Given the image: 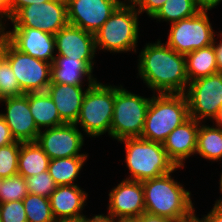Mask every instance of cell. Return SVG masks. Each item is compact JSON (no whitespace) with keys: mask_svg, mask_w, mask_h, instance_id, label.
Here are the masks:
<instances>
[{"mask_svg":"<svg viewBox=\"0 0 222 222\" xmlns=\"http://www.w3.org/2000/svg\"><path fill=\"white\" fill-rule=\"evenodd\" d=\"M160 41L148 43L141 50L138 74L154 94H185L189 84L185 55Z\"/></svg>","mask_w":222,"mask_h":222,"instance_id":"1","label":"cell"},{"mask_svg":"<svg viewBox=\"0 0 222 222\" xmlns=\"http://www.w3.org/2000/svg\"><path fill=\"white\" fill-rule=\"evenodd\" d=\"M170 174L142 182L145 212L177 222H188L195 217L191 192L185 190Z\"/></svg>","mask_w":222,"mask_h":222,"instance_id":"2","label":"cell"},{"mask_svg":"<svg viewBox=\"0 0 222 222\" xmlns=\"http://www.w3.org/2000/svg\"><path fill=\"white\" fill-rule=\"evenodd\" d=\"M188 118L185 94H154L146 113L141 138L163 144L168 135Z\"/></svg>","mask_w":222,"mask_h":222,"instance_id":"3","label":"cell"},{"mask_svg":"<svg viewBox=\"0 0 222 222\" xmlns=\"http://www.w3.org/2000/svg\"><path fill=\"white\" fill-rule=\"evenodd\" d=\"M120 142L125 144V162L131 174L126 180L143 182L181 168L169 159L161 143L141 137L126 138Z\"/></svg>","mask_w":222,"mask_h":222,"instance_id":"4","label":"cell"},{"mask_svg":"<svg viewBox=\"0 0 222 222\" xmlns=\"http://www.w3.org/2000/svg\"><path fill=\"white\" fill-rule=\"evenodd\" d=\"M139 14L136 7L118 6L94 34L96 50L136 53Z\"/></svg>","mask_w":222,"mask_h":222,"instance_id":"5","label":"cell"},{"mask_svg":"<svg viewBox=\"0 0 222 222\" xmlns=\"http://www.w3.org/2000/svg\"><path fill=\"white\" fill-rule=\"evenodd\" d=\"M151 98L114 86V111L110 136L118 141L141 137Z\"/></svg>","mask_w":222,"mask_h":222,"instance_id":"6","label":"cell"},{"mask_svg":"<svg viewBox=\"0 0 222 222\" xmlns=\"http://www.w3.org/2000/svg\"><path fill=\"white\" fill-rule=\"evenodd\" d=\"M114 111V86L100 82L87 87L76 125L80 124L89 137H98L108 132Z\"/></svg>","mask_w":222,"mask_h":222,"instance_id":"7","label":"cell"},{"mask_svg":"<svg viewBox=\"0 0 222 222\" xmlns=\"http://www.w3.org/2000/svg\"><path fill=\"white\" fill-rule=\"evenodd\" d=\"M170 28L165 44L182 55L212 45L215 37L207 11L172 23Z\"/></svg>","mask_w":222,"mask_h":222,"instance_id":"8","label":"cell"},{"mask_svg":"<svg viewBox=\"0 0 222 222\" xmlns=\"http://www.w3.org/2000/svg\"><path fill=\"white\" fill-rule=\"evenodd\" d=\"M186 91L189 117L199 122L218 117L222 109V72L189 82Z\"/></svg>","mask_w":222,"mask_h":222,"instance_id":"9","label":"cell"},{"mask_svg":"<svg viewBox=\"0 0 222 222\" xmlns=\"http://www.w3.org/2000/svg\"><path fill=\"white\" fill-rule=\"evenodd\" d=\"M5 59L9 62L24 94L47 91L51 83V63L20 52L6 37Z\"/></svg>","mask_w":222,"mask_h":222,"instance_id":"10","label":"cell"},{"mask_svg":"<svg viewBox=\"0 0 222 222\" xmlns=\"http://www.w3.org/2000/svg\"><path fill=\"white\" fill-rule=\"evenodd\" d=\"M13 27H30L55 35L68 24L66 0H51L19 9L10 19Z\"/></svg>","mask_w":222,"mask_h":222,"instance_id":"11","label":"cell"},{"mask_svg":"<svg viewBox=\"0 0 222 222\" xmlns=\"http://www.w3.org/2000/svg\"><path fill=\"white\" fill-rule=\"evenodd\" d=\"M36 142L50 159L88 156L79 153L84 145V137L76 124L64 123L45 128L43 132L40 130Z\"/></svg>","mask_w":222,"mask_h":222,"instance_id":"12","label":"cell"},{"mask_svg":"<svg viewBox=\"0 0 222 222\" xmlns=\"http://www.w3.org/2000/svg\"><path fill=\"white\" fill-rule=\"evenodd\" d=\"M68 23L95 34L119 6L117 0H66Z\"/></svg>","mask_w":222,"mask_h":222,"instance_id":"13","label":"cell"},{"mask_svg":"<svg viewBox=\"0 0 222 222\" xmlns=\"http://www.w3.org/2000/svg\"><path fill=\"white\" fill-rule=\"evenodd\" d=\"M1 102H5L6 113H0V115L10 128L15 141L35 142L40 130L30 111L28 93L6 97L1 99Z\"/></svg>","mask_w":222,"mask_h":222,"instance_id":"14","label":"cell"},{"mask_svg":"<svg viewBox=\"0 0 222 222\" xmlns=\"http://www.w3.org/2000/svg\"><path fill=\"white\" fill-rule=\"evenodd\" d=\"M145 213L142 182L122 180L109 193L107 216L111 218H136Z\"/></svg>","mask_w":222,"mask_h":222,"instance_id":"15","label":"cell"},{"mask_svg":"<svg viewBox=\"0 0 222 222\" xmlns=\"http://www.w3.org/2000/svg\"><path fill=\"white\" fill-rule=\"evenodd\" d=\"M5 37L17 50L39 60L52 63L56 56L54 35L40 29L13 27Z\"/></svg>","mask_w":222,"mask_h":222,"instance_id":"16","label":"cell"},{"mask_svg":"<svg viewBox=\"0 0 222 222\" xmlns=\"http://www.w3.org/2000/svg\"><path fill=\"white\" fill-rule=\"evenodd\" d=\"M56 56L69 59L93 60L95 57V35L83 29L67 24L55 35Z\"/></svg>","mask_w":222,"mask_h":222,"instance_id":"17","label":"cell"},{"mask_svg":"<svg viewBox=\"0 0 222 222\" xmlns=\"http://www.w3.org/2000/svg\"><path fill=\"white\" fill-rule=\"evenodd\" d=\"M200 122L189 117L166 138L163 147L176 167H184V160L196 153Z\"/></svg>","mask_w":222,"mask_h":222,"instance_id":"18","label":"cell"},{"mask_svg":"<svg viewBox=\"0 0 222 222\" xmlns=\"http://www.w3.org/2000/svg\"><path fill=\"white\" fill-rule=\"evenodd\" d=\"M87 194L78 185H62L50 195V206L56 221L81 220Z\"/></svg>","mask_w":222,"mask_h":222,"instance_id":"19","label":"cell"},{"mask_svg":"<svg viewBox=\"0 0 222 222\" xmlns=\"http://www.w3.org/2000/svg\"><path fill=\"white\" fill-rule=\"evenodd\" d=\"M94 61L69 59V57L55 56L51 63V83L83 86V78L87 76L88 86L97 82L92 75Z\"/></svg>","mask_w":222,"mask_h":222,"instance_id":"20","label":"cell"},{"mask_svg":"<svg viewBox=\"0 0 222 222\" xmlns=\"http://www.w3.org/2000/svg\"><path fill=\"white\" fill-rule=\"evenodd\" d=\"M87 89L83 92L82 86L50 83L47 93L53 99L60 119L64 123L75 124L81 110L82 102Z\"/></svg>","mask_w":222,"mask_h":222,"instance_id":"21","label":"cell"},{"mask_svg":"<svg viewBox=\"0 0 222 222\" xmlns=\"http://www.w3.org/2000/svg\"><path fill=\"white\" fill-rule=\"evenodd\" d=\"M29 107L39 130L64 124L51 96L45 92H29Z\"/></svg>","mask_w":222,"mask_h":222,"instance_id":"22","label":"cell"},{"mask_svg":"<svg viewBox=\"0 0 222 222\" xmlns=\"http://www.w3.org/2000/svg\"><path fill=\"white\" fill-rule=\"evenodd\" d=\"M50 158L37 142H21L18 156V174L25 179L47 171Z\"/></svg>","mask_w":222,"mask_h":222,"instance_id":"23","label":"cell"},{"mask_svg":"<svg viewBox=\"0 0 222 222\" xmlns=\"http://www.w3.org/2000/svg\"><path fill=\"white\" fill-rule=\"evenodd\" d=\"M185 59L189 82L218 73L213 44L186 54Z\"/></svg>","mask_w":222,"mask_h":222,"instance_id":"24","label":"cell"},{"mask_svg":"<svg viewBox=\"0 0 222 222\" xmlns=\"http://www.w3.org/2000/svg\"><path fill=\"white\" fill-rule=\"evenodd\" d=\"M201 157L212 160L221 161L222 159V128L210 127L208 125H199L197 133L196 153Z\"/></svg>","mask_w":222,"mask_h":222,"instance_id":"25","label":"cell"},{"mask_svg":"<svg viewBox=\"0 0 222 222\" xmlns=\"http://www.w3.org/2000/svg\"><path fill=\"white\" fill-rule=\"evenodd\" d=\"M88 156L50 159L48 171L58 186L77 185V179Z\"/></svg>","mask_w":222,"mask_h":222,"instance_id":"26","label":"cell"},{"mask_svg":"<svg viewBox=\"0 0 222 222\" xmlns=\"http://www.w3.org/2000/svg\"><path fill=\"white\" fill-rule=\"evenodd\" d=\"M199 11L195 0H166L151 18L168 21L172 24L193 17Z\"/></svg>","mask_w":222,"mask_h":222,"instance_id":"27","label":"cell"},{"mask_svg":"<svg viewBox=\"0 0 222 222\" xmlns=\"http://www.w3.org/2000/svg\"><path fill=\"white\" fill-rule=\"evenodd\" d=\"M22 202L28 222H57L49 198L28 193Z\"/></svg>","mask_w":222,"mask_h":222,"instance_id":"28","label":"cell"},{"mask_svg":"<svg viewBox=\"0 0 222 222\" xmlns=\"http://www.w3.org/2000/svg\"><path fill=\"white\" fill-rule=\"evenodd\" d=\"M28 194L25 178L17 174L2 179L0 186V203L20 201Z\"/></svg>","mask_w":222,"mask_h":222,"instance_id":"29","label":"cell"},{"mask_svg":"<svg viewBox=\"0 0 222 222\" xmlns=\"http://www.w3.org/2000/svg\"><path fill=\"white\" fill-rule=\"evenodd\" d=\"M21 142L15 141L0 147V178L5 179L18 174V156Z\"/></svg>","mask_w":222,"mask_h":222,"instance_id":"30","label":"cell"},{"mask_svg":"<svg viewBox=\"0 0 222 222\" xmlns=\"http://www.w3.org/2000/svg\"><path fill=\"white\" fill-rule=\"evenodd\" d=\"M25 181L28 193L46 198H50L51 193L58 186L48 170L28 177L25 179Z\"/></svg>","mask_w":222,"mask_h":222,"instance_id":"31","label":"cell"},{"mask_svg":"<svg viewBox=\"0 0 222 222\" xmlns=\"http://www.w3.org/2000/svg\"><path fill=\"white\" fill-rule=\"evenodd\" d=\"M23 94L9 62L5 59L0 66V100Z\"/></svg>","mask_w":222,"mask_h":222,"instance_id":"32","label":"cell"},{"mask_svg":"<svg viewBox=\"0 0 222 222\" xmlns=\"http://www.w3.org/2000/svg\"><path fill=\"white\" fill-rule=\"evenodd\" d=\"M1 222H28L22 200L0 203Z\"/></svg>","mask_w":222,"mask_h":222,"instance_id":"33","label":"cell"},{"mask_svg":"<svg viewBox=\"0 0 222 222\" xmlns=\"http://www.w3.org/2000/svg\"><path fill=\"white\" fill-rule=\"evenodd\" d=\"M165 2L166 0H142V2L137 6L136 10L140 14L145 11L149 17H152Z\"/></svg>","mask_w":222,"mask_h":222,"instance_id":"34","label":"cell"},{"mask_svg":"<svg viewBox=\"0 0 222 222\" xmlns=\"http://www.w3.org/2000/svg\"><path fill=\"white\" fill-rule=\"evenodd\" d=\"M195 218L199 222H222V203L215 202L214 207L207 215L201 219L195 215Z\"/></svg>","mask_w":222,"mask_h":222,"instance_id":"35","label":"cell"},{"mask_svg":"<svg viewBox=\"0 0 222 222\" xmlns=\"http://www.w3.org/2000/svg\"><path fill=\"white\" fill-rule=\"evenodd\" d=\"M51 0H10L9 3V19L21 8L31 4L45 3Z\"/></svg>","mask_w":222,"mask_h":222,"instance_id":"36","label":"cell"},{"mask_svg":"<svg viewBox=\"0 0 222 222\" xmlns=\"http://www.w3.org/2000/svg\"><path fill=\"white\" fill-rule=\"evenodd\" d=\"M13 142H15V139L12 137L10 128L0 115V147L9 145Z\"/></svg>","mask_w":222,"mask_h":222,"instance_id":"37","label":"cell"},{"mask_svg":"<svg viewBox=\"0 0 222 222\" xmlns=\"http://www.w3.org/2000/svg\"><path fill=\"white\" fill-rule=\"evenodd\" d=\"M139 220L140 222H177L166 217L151 215L146 212L139 217Z\"/></svg>","mask_w":222,"mask_h":222,"instance_id":"38","label":"cell"},{"mask_svg":"<svg viewBox=\"0 0 222 222\" xmlns=\"http://www.w3.org/2000/svg\"><path fill=\"white\" fill-rule=\"evenodd\" d=\"M222 0H195L197 7L200 11H208L216 8Z\"/></svg>","mask_w":222,"mask_h":222,"instance_id":"39","label":"cell"},{"mask_svg":"<svg viewBox=\"0 0 222 222\" xmlns=\"http://www.w3.org/2000/svg\"><path fill=\"white\" fill-rule=\"evenodd\" d=\"M220 36L222 38V34ZM213 46H214V49L216 52V61H217L218 72H222V40L219 42V44H217L214 39Z\"/></svg>","mask_w":222,"mask_h":222,"instance_id":"40","label":"cell"},{"mask_svg":"<svg viewBox=\"0 0 222 222\" xmlns=\"http://www.w3.org/2000/svg\"><path fill=\"white\" fill-rule=\"evenodd\" d=\"M9 3L10 0H0V17L9 19Z\"/></svg>","mask_w":222,"mask_h":222,"instance_id":"41","label":"cell"},{"mask_svg":"<svg viewBox=\"0 0 222 222\" xmlns=\"http://www.w3.org/2000/svg\"><path fill=\"white\" fill-rule=\"evenodd\" d=\"M85 222H114V218L108 217L104 214L95 215L92 218H85Z\"/></svg>","mask_w":222,"mask_h":222,"instance_id":"42","label":"cell"},{"mask_svg":"<svg viewBox=\"0 0 222 222\" xmlns=\"http://www.w3.org/2000/svg\"><path fill=\"white\" fill-rule=\"evenodd\" d=\"M117 1L119 6H127V7H136L142 2V0H124V1L117 0Z\"/></svg>","mask_w":222,"mask_h":222,"instance_id":"43","label":"cell"},{"mask_svg":"<svg viewBox=\"0 0 222 222\" xmlns=\"http://www.w3.org/2000/svg\"><path fill=\"white\" fill-rule=\"evenodd\" d=\"M4 60H5V38L2 41H0V66Z\"/></svg>","mask_w":222,"mask_h":222,"instance_id":"44","label":"cell"},{"mask_svg":"<svg viewBox=\"0 0 222 222\" xmlns=\"http://www.w3.org/2000/svg\"><path fill=\"white\" fill-rule=\"evenodd\" d=\"M114 222H140L139 217L136 218H114Z\"/></svg>","mask_w":222,"mask_h":222,"instance_id":"45","label":"cell"},{"mask_svg":"<svg viewBox=\"0 0 222 222\" xmlns=\"http://www.w3.org/2000/svg\"><path fill=\"white\" fill-rule=\"evenodd\" d=\"M2 18L0 17V41H2L4 38H5V34H6V32H5V23L4 22H2ZM3 23V24H2ZM4 25V26H3Z\"/></svg>","mask_w":222,"mask_h":222,"instance_id":"46","label":"cell"},{"mask_svg":"<svg viewBox=\"0 0 222 222\" xmlns=\"http://www.w3.org/2000/svg\"><path fill=\"white\" fill-rule=\"evenodd\" d=\"M214 121L216 122V125L218 127L222 128V109L220 110L218 117Z\"/></svg>","mask_w":222,"mask_h":222,"instance_id":"47","label":"cell"},{"mask_svg":"<svg viewBox=\"0 0 222 222\" xmlns=\"http://www.w3.org/2000/svg\"><path fill=\"white\" fill-rule=\"evenodd\" d=\"M220 192L222 194V172H221V176H220ZM215 202H218V203H222V199L220 198L219 200L215 201Z\"/></svg>","mask_w":222,"mask_h":222,"instance_id":"48","label":"cell"},{"mask_svg":"<svg viewBox=\"0 0 222 222\" xmlns=\"http://www.w3.org/2000/svg\"><path fill=\"white\" fill-rule=\"evenodd\" d=\"M57 222H85V219H81V220H68V221H57Z\"/></svg>","mask_w":222,"mask_h":222,"instance_id":"49","label":"cell"},{"mask_svg":"<svg viewBox=\"0 0 222 222\" xmlns=\"http://www.w3.org/2000/svg\"><path fill=\"white\" fill-rule=\"evenodd\" d=\"M192 222H199L195 217L192 219Z\"/></svg>","mask_w":222,"mask_h":222,"instance_id":"50","label":"cell"}]
</instances>
